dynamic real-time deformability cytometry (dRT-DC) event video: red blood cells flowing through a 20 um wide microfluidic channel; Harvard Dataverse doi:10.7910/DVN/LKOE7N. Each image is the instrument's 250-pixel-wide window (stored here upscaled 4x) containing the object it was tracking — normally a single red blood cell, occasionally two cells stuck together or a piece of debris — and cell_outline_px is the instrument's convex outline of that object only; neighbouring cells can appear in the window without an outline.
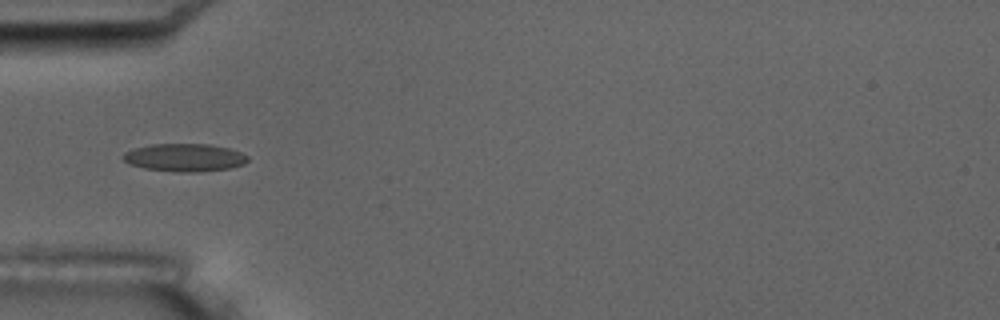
{"species": "common noctule bat (a hibernating species)", "species_latin": "Nyctalus noctula", "temperature_condition": "room temperature", "stored_images_in_passage": 8, "camera_frame_rate_fps": 3000, "um_per_image_px": 0.085, "animal": {"sex": "male", "body_mass_g": 17.5, "forearm_length_mm": 52.3}, "frame": {"image": 1, "passage_image": 6, "time_ms": 5.667, "image_size_px": [1000, 320], "cell_outline_px": [[248, 160], [244, 164], [232, 168], [196, 172], [176, 172], [144, 168], [128, 164], [120, 156], [124, 152], [132, 148], [152, 144], [208, 144], [228, 148], [240, 152], [248, 156]], "centroid_in_image_um": [15.65, 13.39], "position_along_channel_um": 69.3, "area_um2": 20.4}}